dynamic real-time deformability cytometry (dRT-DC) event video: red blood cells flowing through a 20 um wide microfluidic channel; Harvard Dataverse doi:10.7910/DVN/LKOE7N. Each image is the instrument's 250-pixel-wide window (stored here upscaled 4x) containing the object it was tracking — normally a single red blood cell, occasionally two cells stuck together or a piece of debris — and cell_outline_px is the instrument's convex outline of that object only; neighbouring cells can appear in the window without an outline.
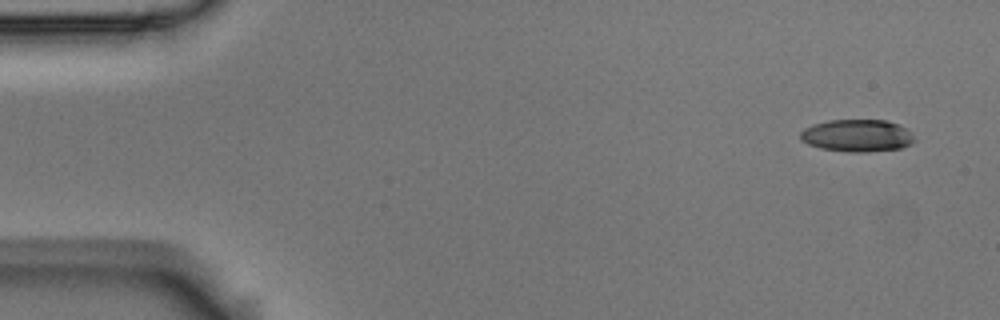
{"species": "Egyptian fruit bat (a non-hibernating species)", "species_latin": "Rousettus aegyptiacus", "temperature_condition": "room temperature", "stored_images_in_passage": 4, "camera_frame_rate_fps": 3000, "um_per_image_px": 0.085, "animal": {"sex": "male"}, "frame": {"image": 1, "passage_image": 1, "time_ms": 0.0, "image_size_px": [1000, 320], "cell_outline_px": [[916, 140], [912, 144], [900, 148], [868, 152], [848, 152], [820, 148], [808, 144], [800, 140], [800, 132], [804, 128], [812, 124], [828, 120], [888, 120], [900, 124], [912, 132]], "centroid_in_image_um": [72.88, 11.52], "position_along_channel_um": 12.1, "area_um2": 21.85}}